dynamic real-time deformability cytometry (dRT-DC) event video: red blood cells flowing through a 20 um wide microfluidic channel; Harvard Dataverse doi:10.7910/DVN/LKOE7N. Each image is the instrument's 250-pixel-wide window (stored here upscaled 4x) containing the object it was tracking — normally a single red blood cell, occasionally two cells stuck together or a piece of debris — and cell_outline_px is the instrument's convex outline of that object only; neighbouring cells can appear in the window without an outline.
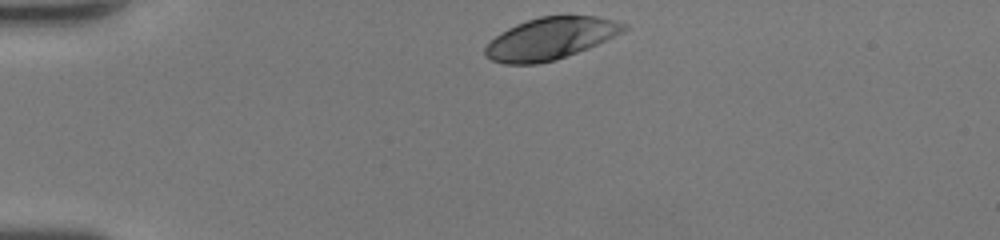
{"species": "human", "species_latin": "Homo sapiens", "temperature_condition": "room temperature", "stored_images_in_passage": 30, "camera_frame_rate_fps": 3000, "um_per_image_px": 0.085, "donor": {"sex": "female"}, "frame": {"image": 1, "passage_image": 1, "time_ms": 0.0, "image_size_px": [1000, 240], "cell_outline_px": [[628, 28], [624, 32], [588, 48], [556, 60], [536, 64], [504, 64], [492, 60], [484, 56], [484, 48], [500, 32], [516, 24], [540, 16], [596, 16], [628, 24]], "centroid_in_image_um": [46.79, 3.28], "position_along_channel_um": 38.2, "area_um2": 33.81}}
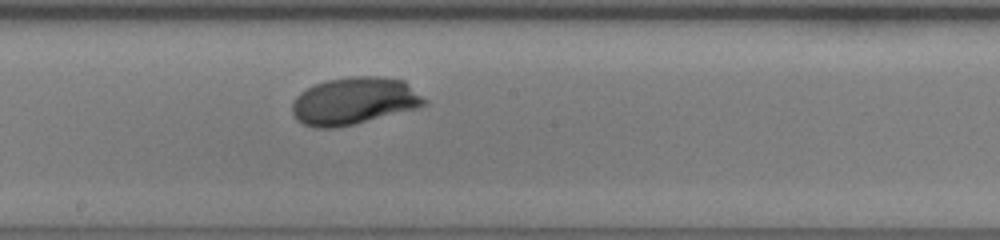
{"frame": {"image": 2, "passage_image": 17, "time_ms": 5.333, "image_size_px": [1000, 240], "cell_outline_px": [[428, 104], [416, 108], [352, 124], [332, 128], [316, 128], [304, 124], [296, 120], [292, 112], [292, 104], [296, 96], [300, 92], [316, 84], [328, 80], [352, 76], [384, 76], [404, 80], [428, 100]], "centroid_in_image_um": [30.11, 8.57], "position_along_channel_um": 218.1, "area_um2": 36.3}}
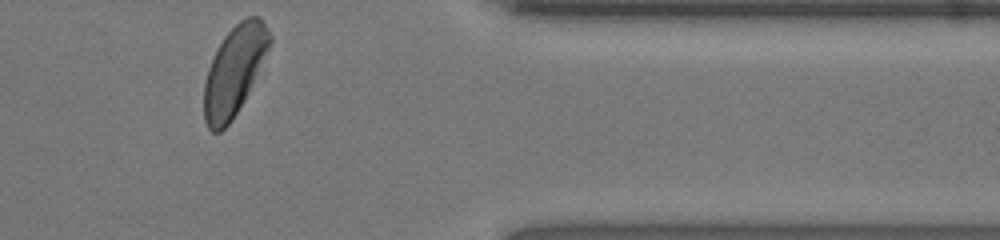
{"frame": {"image": 3, "passage_image": 30, "time_ms": 9.667, "image_size_px": [1000, 240], "cell_outline_px": [[272, 40], [244, 100], [232, 120], [220, 132], [212, 132], [208, 128], [204, 120], [204, 84], [208, 68], [224, 36], [240, 20], [248, 16], [260, 16], [264, 20], [272, 36]], "centroid_in_image_um": [19.91, 6.0], "position_along_channel_um": 391.5, "area_um2": 33.58}, "authors_computed_cell_mechanics": {"area_um2": 35.258, "velocity_mm_per_s": 4.3653, "shape_relaxation_time_tau1_ms": 2.2464, "shape_relaxation_time_tau2_ms": null, "deformation_change_tau1": 0.1578, "deformation_change_tau2": null}}